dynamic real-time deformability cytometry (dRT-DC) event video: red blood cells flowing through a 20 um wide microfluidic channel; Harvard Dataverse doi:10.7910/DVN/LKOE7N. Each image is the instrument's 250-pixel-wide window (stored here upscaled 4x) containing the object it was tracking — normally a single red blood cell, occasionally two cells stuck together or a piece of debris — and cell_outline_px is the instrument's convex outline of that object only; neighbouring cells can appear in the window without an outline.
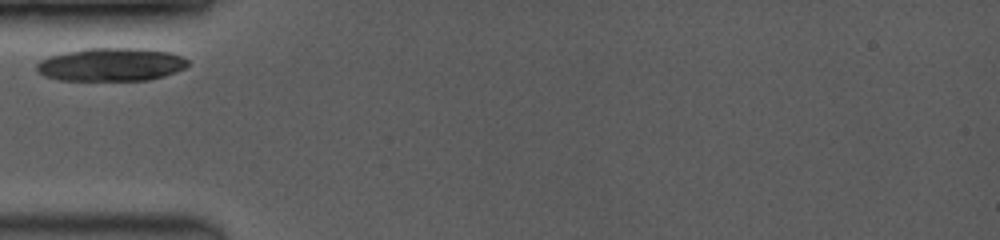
{"species": "common noctule bat (a hibernating species)", "species_latin": "Nyctalus noctula", "temperature_condition": "room temperature", "stored_images_in_passage": 15, "camera_frame_rate_fps": 3500, "um_per_image_px": 0.085, "animal": {"sex": "female", "body_mass_g": 19.0, "forearm_length_mm": 53.3}, "frame": {"image": 1, "passage_image": 1, "time_ms": 0.0, "image_size_px": [1000, 240], "cell_outline_px": [[188, 64], [184, 68], [176, 72], [164, 76], [148, 80], [56, 80], [44, 76], [36, 68], [36, 64], [40, 60], [48, 56], [64, 52], [84, 48], [140, 48], [168, 52], [184, 56], [188, 60]], "centroid_in_image_um": [9.43, 5.48], "position_along_channel_um": 75.6, "area_um2": 29.42}}
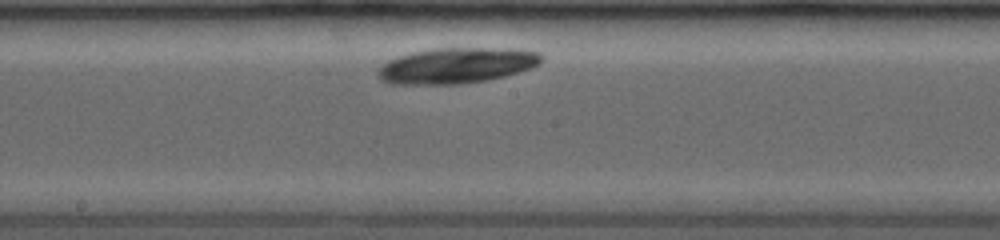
{"frame": {"image": 2, "passage_image": 9, "time_ms": 3.714, "image_size_px": [1000, 240], "cell_outline_px": [[544, 56], [540, 64], [532, 68], [520, 72], [504, 76], [484, 80], [460, 84], [392, 84], [380, 80], [376, 72], [388, 60], [412, 52], [432, 48], [504, 48], [540, 52]], "centroid_in_image_um": [38.83, 5.57], "position_along_channel_um": 209.4, "area_um2": 34.04}}
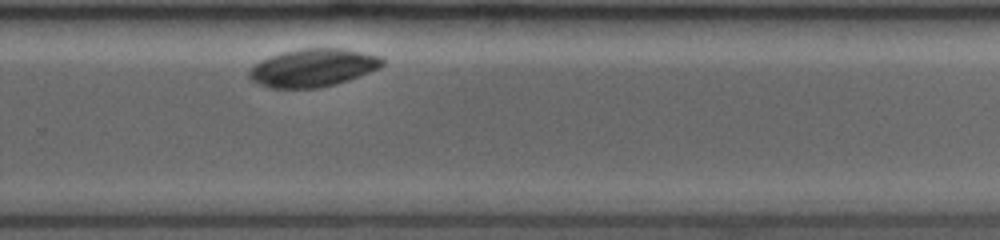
{"frame": {"image": 3, "passage_image": 15, "time_ms": 6.286, "image_size_px": [1000, 240], "cell_outline_px": [[384, 64], [368, 72], [348, 80], [336, 84], [316, 88], [268, 88], [252, 80], [248, 76], [248, 72], [260, 60], [284, 52], [304, 48], [344, 48], [380, 56], [384, 60]], "centroid_in_image_um": [26.6, 5.76], "position_along_channel_um": 303.2, "area_um2": 29.13}}